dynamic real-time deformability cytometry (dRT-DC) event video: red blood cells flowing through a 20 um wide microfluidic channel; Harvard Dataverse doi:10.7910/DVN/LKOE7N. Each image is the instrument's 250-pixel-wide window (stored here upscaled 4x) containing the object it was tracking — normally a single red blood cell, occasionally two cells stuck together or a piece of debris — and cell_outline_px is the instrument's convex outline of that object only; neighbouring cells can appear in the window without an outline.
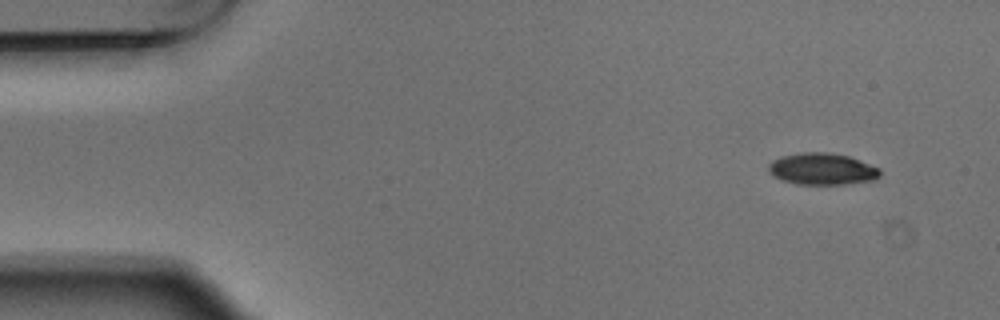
{"species": "Egyptian fruit bat (a non-hibernating species)", "species_latin": "Rousettus aegyptiacus", "temperature_condition": "warm", "stored_images_in_passage": 4, "camera_frame_rate_fps": 3000, "um_per_image_px": 0.085, "animal": {"sex": "male"}, "frame": {"image": 1, "passage_image": 1, "time_ms": 0.0, "image_size_px": [1000, 320], "cell_outline_px": [[880, 176], [872, 180], [844, 184], [796, 184], [772, 176], [768, 172], [768, 164], [772, 160], [780, 156], [800, 152], [828, 152], [848, 156], [860, 160], [880, 168]], "centroid_in_image_um": [69.85, 14.35], "position_along_channel_um": 15.2, "area_um2": 20.69}}
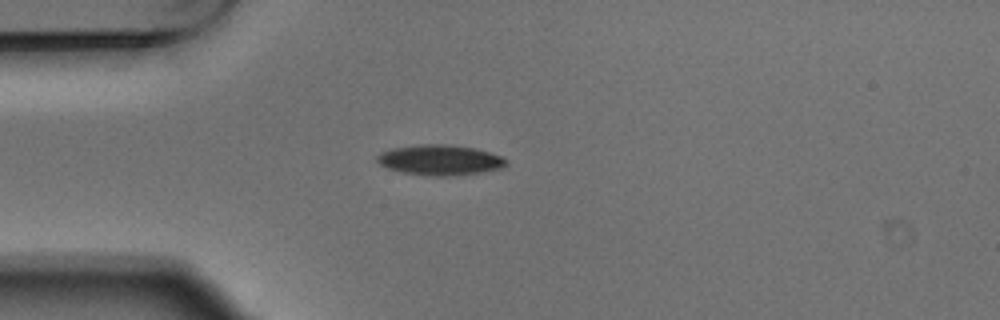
{"frame": {"image": 2, "passage_image": 3, "time_ms": 0.667, "image_size_px": [1000, 320], "cell_outline_px": [[508, 164], [500, 168], [480, 172], [448, 176], [428, 176], [404, 172], [388, 168], [380, 164], [376, 160], [376, 156], [380, 152], [392, 148], [416, 144], [444, 144], [476, 148], [500, 156], [508, 160]], "centroid_in_image_um": [37.37, 13.59], "position_along_channel_um": 47.6, "area_um2": 22.77}}